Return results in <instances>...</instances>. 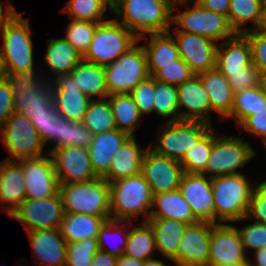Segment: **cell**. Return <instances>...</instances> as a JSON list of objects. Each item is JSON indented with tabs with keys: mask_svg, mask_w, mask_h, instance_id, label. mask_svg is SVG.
I'll list each match as a JSON object with an SVG mask.
<instances>
[{
	"mask_svg": "<svg viewBox=\"0 0 266 266\" xmlns=\"http://www.w3.org/2000/svg\"><path fill=\"white\" fill-rule=\"evenodd\" d=\"M171 0H112V14L138 39L169 32L172 27Z\"/></svg>",
	"mask_w": 266,
	"mask_h": 266,
	"instance_id": "cell-1",
	"label": "cell"
},
{
	"mask_svg": "<svg viewBox=\"0 0 266 266\" xmlns=\"http://www.w3.org/2000/svg\"><path fill=\"white\" fill-rule=\"evenodd\" d=\"M3 71V78L12 91L14 112L25 116L57 115L49 81L45 71ZM39 73V74H38Z\"/></svg>",
	"mask_w": 266,
	"mask_h": 266,
	"instance_id": "cell-2",
	"label": "cell"
},
{
	"mask_svg": "<svg viewBox=\"0 0 266 266\" xmlns=\"http://www.w3.org/2000/svg\"><path fill=\"white\" fill-rule=\"evenodd\" d=\"M109 184L111 220L135 222L141 215L143 222L149 219L153 194L141 172Z\"/></svg>",
	"mask_w": 266,
	"mask_h": 266,
	"instance_id": "cell-3",
	"label": "cell"
},
{
	"mask_svg": "<svg viewBox=\"0 0 266 266\" xmlns=\"http://www.w3.org/2000/svg\"><path fill=\"white\" fill-rule=\"evenodd\" d=\"M211 182L215 224L237 222L247 215L257 182L252 184L243 173L213 177Z\"/></svg>",
	"mask_w": 266,
	"mask_h": 266,
	"instance_id": "cell-4",
	"label": "cell"
},
{
	"mask_svg": "<svg viewBox=\"0 0 266 266\" xmlns=\"http://www.w3.org/2000/svg\"><path fill=\"white\" fill-rule=\"evenodd\" d=\"M182 4L187 6L183 11L180 10L181 8L178 9ZM172 25L176 27L170 28L169 32L194 33L210 38L217 43L236 34L229 25L227 16L203 8L196 0L173 2Z\"/></svg>",
	"mask_w": 266,
	"mask_h": 266,
	"instance_id": "cell-5",
	"label": "cell"
},
{
	"mask_svg": "<svg viewBox=\"0 0 266 266\" xmlns=\"http://www.w3.org/2000/svg\"><path fill=\"white\" fill-rule=\"evenodd\" d=\"M17 12L0 33V64L3 71L23 72L36 70L34 45L29 18ZM35 66V67H34Z\"/></svg>",
	"mask_w": 266,
	"mask_h": 266,
	"instance_id": "cell-6",
	"label": "cell"
},
{
	"mask_svg": "<svg viewBox=\"0 0 266 266\" xmlns=\"http://www.w3.org/2000/svg\"><path fill=\"white\" fill-rule=\"evenodd\" d=\"M223 134L212 127V150L205 167L209 178L239 174L238 170L245 169L246 163L257 154L248 140Z\"/></svg>",
	"mask_w": 266,
	"mask_h": 266,
	"instance_id": "cell-7",
	"label": "cell"
},
{
	"mask_svg": "<svg viewBox=\"0 0 266 266\" xmlns=\"http://www.w3.org/2000/svg\"><path fill=\"white\" fill-rule=\"evenodd\" d=\"M64 212L95 216L110 215V184L103 177L88 182L60 184Z\"/></svg>",
	"mask_w": 266,
	"mask_h": 266,
	"instance_id": "cell-8",
	"label": "cell"
},
{
	"mask_svg": "<svg viewBox=\"0 0 266 266\" xmlns=\"http://www.w3.org/2000/svg\"><path fill=\"white\" fill-rule=\"evenodd\" d=\"M138 42V38L115 18L99 23L83 60L106 66Z\"/></svg>",
	"mask_w": 266,
	"mask_h": 266,
	"instance_id": "cell-9",
	"label": "cell"
},
{
	"mask_svg": "<svg viewBox=\"0 0 266 266\" xmlns=\"http://www.w3.org/2000/svg\"><path fill=\"white\" fill-rule=\"evenodd\" d=\"M213 125L201 121H166L158 128L157 139L149 147L157 154L181 161L186 152L193 147Z\"/></svg>",
	"mask_w": 266,
	"mask_h": 266,
	"instance_id": "cell-10",
	"label": "cell"
},
{
	"mask_svg": "<svg viewBox=\"0 0 266 266\" xmlns=\"http://www.w3.org/2000/svg\"><path fill=\"white\" fill-rule=\"evenodd\" d=\"M139 43L138 41L115 62L103 67L108 96L130 93L138 83L150 76L145 50Z\"/></svg>",
	"mask_w": 266,
	"mask_h": 266,
	"instance_id": "cell-11",
	"label": "cell"
},
{
	"mask_svg": "<svg viewBox=\"0 0 266 266\" xmlns=\"http://www.w3.org/2000/svg\"><path fill=\"white\" fill-rule=\"evenodd\" d=\"M0 139L10 153L4 160L20 161L22 159L43 156L44 143L27 116L14 112L0 128Z\"/></svg>",
	"mask_w": 266,
	"mask_h": 266,
	"instance_id": "cell-12",
	"label": "cell"
},
{
	"mask_svg": "<svg viewBox=\"0 0 266 266\" xmlns=\"http://www.w3.org/2000/svg\"><path fill=\"white\" fill-rule=\"evenodd\" d=\"M60 192L43 199H25L11 215L24 226V230L59 228L64 217Z\"/></svg>",
	"mask_w": 266,
	"mask_h": 266,
	"instance_id": "cell-13",
	"label": "cell"
},
{
	"mask_svg": "<svg viewBox=\"0 0 266 266\" xmlns=\"http://www.w3.org/2000/svg\"><path fill=\"white\" fill-rule=\"evenodd\" d=\"M141 173L153 195L179 189L184 170L179 161L157 154L149 146L142 159Z\"/></svg>",
	"mask_w": 266,
	"mask_h": 266,
	"instance_id": "cell-14",
	"label": "cell"
},
{
	"mask_svg": "<svg viewBox=\"0 0 266 266\" xmlns=\"http://www.w3.org/2000/svg\"><path fill=\"white\" fill-rule=\"evenodd\" d=\"M45 153L18 161L25 178L26 199L48 198L59 192L60 183L52 158L47 151Z\"/></svg>",
	"mask_w": 266,
	"mask_h": 266,
	"instance_id": "cell-15",
	"label": "cell"
},
{
	"mask_svg": "<svg viewBox=\"0 0 266 266\" xmlns=\"http://www.w3.org/2000/svg\"><path fill=\"white\" fill-rule=\"evenodd\" d=\"M60 184L88 182L97 178L88 148L60 147L49 151Z\"/></svg>",
	"mask_w": 266,
	"mask_h": 266,
	"instance_id": "cell-16",
	"label": "cell"
},
{
	"mask_svg": "<svg viewBox=\"0 0 266 266\" xmlns=\"http://www.w3.org/2000/svg\"><path fill=\"white\" fill-rule=\"evenodd\" d=\"M249 258L236 224H214L210 234L208 266H229Z\"/></svg>",
	"mask_w": 266,
	"mask_h": 266,
	"instance_id": "cell-17",
	"label": "cell"
},
{
	"mask_svg": "<svg viewBox=\"0 0 266 266\" xmlns=\"http://www.w3.org/2000/svg\"><path fill=\"white\" fill-rule=\"evenodd\" d=\"M214 223L198 221L187 225L178 243L174 266H208L210 234Z\"/></svg>",
	"mask_w": 266,
	"mask_h": 266,
	"instance_id": "cell-18",
	"label": "cell"
},
{
	"mask_svg": "<svg viewBox=\"0 0 266 266\" xmlns=\"http://www.w3.org/2000/svg\"><path fill=\"white\" fill-rule=\"evenodd\" d=\"M170 33L177 42L180 58L195 75L216 68L217 42L194 33Z\"/></svg>",
	"mask_w": 266,
	"mask_h": 266,
	"instance_id": "cell-19",
	"label": "cell"
},
{
	"mask_svg": "<svg viewBox=\"0 0 266 266\" xmlns=\"http://www.w3.org/2000/svg\"><path fill=\"white\" fill-rule=\"evenodd\" d=\"M49 83L57 114L70 121L82 122L91 99L82 93L73 77L60 74Z\"/></svg>",
	"mask_w": 266,
	"mask_h": 266,
	"instance_id": "cell-20",
	"label": "cell"
},
{
	"mask_svg": "<svg viewBox=\"0 0 266 266\" xmlns=\"http://www.w3.org/2000/svg\"><path fill=\"white\" fill-rule=\"evenodd\" d=\"M179 190L198 221H207L215 224L211 178L205 174L184 172Z\"/></svg>",
	"mask_w": 266,
	"mask_h": 266,
	"instance_id": "cell-21",
	"label": "cell"
},
{
	"mask_svg": "<svg viewBox=\"0 0 266 266\" xmlns=\"http://www.w3.org/2000/svg\"><path fill=\"white\" fill-rule=\"evenodd\" d=\"M179 120L201 121L213 125L208 92L203 86L199 75H193L190 79L177 86Z\"/></svg>",
	"mask_w": 266,
	"mask_h": 266,
	"instance_id": "cell-22",
	"label": "cell"
},
{
	"mask_svg": "<svg viewBox=\"0 0 266 266\" xmlns=\"http://www.w3.org/2000/svg\"><path fill=\"white\" fill-rule=\"evenodd\" d=\"M26 233L32 247L35 266L66 265L67 243L59 228L39 229Z\"/></svg>",
	"mask_w": 266,
	"mask_h": 266,
	"instance_id": "cell-23",
	"label": "cell"
},
{
	"mask_svg": "<svg viewBox=\"0 0 266 266\" xmlns=\"http://www.w3.org/2000/svg\"><path fill=\"white\" fill-rule=\"evenodd\" d=\"M25 178L18 161H0V207L12 215L26 199ZM7 203V204H6ZM6 204V206H5Z\"/></svg>",
	"mask_w": 266,
	"mask_h": 266,
	"instance_id": "cell-24",
	"label": "cell"
},
{
	"mask_svg": "<svg viewBox=\"0 0 266 266\" xmlns=\"http://www.w3.org/2000/svg\"><path fill=\"white\" fill-rule=\"evenodd\" d=\"M252 64L251 46L244 34L236 33L233 37L218 43L216 68L221 73L242 72Z\"/></svg>",
	"mask_w": 266,
	"mask_h": 266,
	"instance_id": "cell-25",
	"label": "cell"
},
{
	"mask_svg": "<svg viewBox=\"0 0 266 266\" xmlns=\"http://www.w3.org/2000/svg\"><path fill=\"white\" fill-rule=\"evenodd\" d=\"M129 137L118 129L93 135L88 151L97 177H104L109 172L115 152Z\"/></svg>",
	"mask_w": 266,
	"mask_h": 266,
	"instance_id": "cell-26",
	"label": "cell"
},
{
	"mask_svg": "<svg viewBox=\"0 0 266 266\" xmlns=\"http://www.w3.org/2000/svg\"><path fill=\"white\" fill-rule=\"evenodd\" d=\"M147 148L137 143L136 136H130L115 152L109 172L103 177L109 183L141 172L142 159Z\"/></svg>",
	"mask_w": 266,
	"mask_h": 266,
	"instance_id": "cell-27",
	"label": "cell"
},
{
	"mask_svg": "<svg viewBox=\"0 0 266 266\" xmlns=\"http://www.w3.org/2000/svg\"><path fill=\"white\" fill-rule=\"evenodd\" d=\"M142 39L146 41L142 46L147 56L150 76L160 69V65L174 64V61L180 59L177 42L170 32L146 35L138 41L141 42Z\"/></svg>",
	"mask_w": 266,
	"mask_h": 266,
	"instance_id": "cell-28",
	"label": "cell"
},
{
	"mask_svg": "<svg viewBox=\"0 0 266 266\" xmlns=\"http://www.w3.org/2000/svg\"><path fill=\"white\" fill-rule=\"evenodd\" d=\"M227 19L235 33L243 34L249 30L261 28L266 22L264 2L263 0H230ZM247 23L251 24L250 29L245 26Z\"/></svg>",
	"mask_w": 266,
	"mask_h": 266,
	"instance_id": "cell-29",
	"label": "cell"
},
{
	"mask_svg": "<svg viewBox=\"0 0 266 266\" xmlns=\"http://www.w3.org/2000/svg\"><path fill=\"white\" fill-rule=\"evenodd\" d=\"M208 92L211 110L219 114L220 120L231 113L234 92L225 77L217 68L198 74Z\"/></svg>",
	"mask_w": 266,
	"mask_h": 266,
	"instance_id": "cell-30",
	"label": "cell"
},
{
	"mask_svg": "<svg viewBox=\"0 0 266 266\" xmlns=\"http://www.w3.org/2000/svg\"><path fill=\"white\" fill-rule=\"evenodd\" d=\"M92 137V133L82 122L70 121L57 114L53 121L52 136L44 146L51 145L52 148L48 149V153L53 149L67 146L88 148Z\"/></svg>",
	"mask_w": 266,
	"mask_h": 266,
	"instance_id": "cell-31",
	"label": "cell"
},
{
	"mask_svg": "<svg viewBox=\"0 0 266 266\" xmlns=\"http://www.w3.org/2000/svg\"><path fill=\"white\" fill-rule=\"evenodd\" d=\"M46 44L47 49L44 55V62L50 69V75H44L46 81H50L52 75L54 78V76L60 74H69L83 59V56L64 37L51 38L46 41Z\"/></svg>",
	"mask_w": 266,
	"mask_h": 266,
	"instance_id": "cell-32",
	"label": "cell"
},
{
	"mask_svg": "<svg viewBox=\"0 0 266 266\" xmlns=\"http://www.w3.org/2000/svg\"><path fill=\"white\" fill-rule=\"evenodd\" d=\"M149 218L173 219L188 225L198 222L179 189L153 195Z\"/></svg>",
	"mask_w": 266,
	"mask_h": 266,
	"instance_id": "cell-33",
	"label": "cell"
},
{
	"mask_svg": "<svg viewBox=\"0 0 266 266\" xmlns=\"http://www.w3.org/2000/svg\"><path fill=\"white\" fill-rule=\"evenodd\" d=\"M111 216H95L83 213H64L59 230L66 243L97 238L100 228Z\"/></svg>",
	"mask_w": 266,
	"mask_h": 266,
	"instance_id": "cell-34",
	"label": "cell"
},
{
	"mask_svg": "<svg viewBox=\"0 0 266 266\" xmlns=\"http://www.w3.org/2000/svg\"><path fill=\"white\" fill-rule=\"evenodd\" d=\"M146 222L153 231L157 251L172 262L188 224L167 218H149Z\"/></svg>",
	"mask_w": 266,
	"mask_h": 266,
	"instance_id": "cell-35",
	"label": "cell"
},
{
	"mask_svg": "<svg viewBox=\"0 0 266 266\" xmlns=\"http://www.w3.org/2000/svg\"><path fill=\"white\" fill-rule=\"evenodd\" d=\"M69 74L82 93L90 99H97L98 96V99H102L108 96L103 66L82 59Z\"/></svg>",
	"mask_w": 266,
	"mask_h": 266,
	"instance_id": "cell-36",
	"label": "cell"
},
{
	"mask_svg": "<svg viewBox=\"0 0 266 266\" xmlns=\"http://www.w3.org/2000/svg\"><path fill=\"white\" fill-rule=\"evenodd\" d=\"M111 105L115 124L118 130L135 136L140 127L142 115L129 93L112 94L107 96Z\"/></svg>",
	"mask_w": 266,
	"mask_h": 266,
	"instance_id": "cell-37",
	"label": "cell"
},
{
	"mask_svg": "<svg viewBox=\"0 0 266 266\" xmlns=\"http://www.w3.org/2000/svg\"><path fill=\"white\" fill-rule=\"evenodd\" d=\"M266 109V95L259 85L234 93L231 113L225 118H234L238 126L246 117Z\"/></svg>",
	"mask_w": 266,
	"mask_h": 266,
	"instance_id": "cell-38",
	"label": "cell"
},
{
	"mask_svg": "<svg viewBox=\"0 0 266 266\" xmlns=\"http://www.w3.org/2000/svg\"><path fill=\"white\" fill-rule=\"evenodd\" d=\"M128 221L129 236L124 250V255L130 256L142 261L154 258L156 246L153 231L147 222L140 221L137 227ZM130 225V226H129Z\"/></svg>",
	"mask_w": 266,
	"mask_h": 266,
	"instance_id": "cell-39",
	"label": "cell"
},
{
	"mask_svg": "<svg viewBox=\"0 0 266 266\" xmlns=\"http://www.w3.org/2000/svg\"><path fill=\"white\" fill-rule=\"evenodd\" d=\"M108 9L112 15V0H69L62 8L69 15V19L97 23L108 20L104 17Z\"/></svg>",
	"mask_w": 266,
	"mask_h": 266,
	"instance_id": "cell-40",
	"label": "cell"
},
{
	"mask_svg": "<svg viewBox=\"0 0 266 266\" xmlns=\"http://www.w3.org/2000/svg\"><path fill=\"white\" fill-rule=\"evenodd\" d=\"M82 123L92 135L117 129L108 98L91 99Z\"/></svg>",
	"mask_w": 266,
	"mask_h": 266,
	"instance_id": "cell-41",
	"label": "cell"
},
{
	"mask_svg": "<svg viewBox=\"0 0 266 266\" xmlns=\"http://www.w3.org/2000/svg\"><path fill=\"white\" fill-rule=\"evenodd\" d=\"M153 112L167 121L179 120V104L177 86L169 85L155 79V97Z\"/></svg>",
	"mask_w": 266,
	"mask_h": 266,
	"instance_id": "cell-42",
	"label": "cell"
},
{
	"mask_svg": "<svg viewBox=\"0 0 266 266\" xmlns=\"http://www.w3.org/2000/svg\"><path fill=\"white\" fill-rule=\"evenodd\" d=\"M125 225H128V221H116V220H111V219L107 220L104 223V225L100 228L98 236H97L99 250L108 252L111 255H114L116 257L121 256L124 253L127 240H128V236H129V229L124 227ZM124 228H126V230ZM113 238L114 239L118 238L119 240H121L119 241L120 243H118L117 241H115V243H112L114 240ZM110 240H112V242ZM109 241H110L111 247L109 246L107 248L106 246L108 244L106 245V242L109 243ZM114 244L115 245L118 244L116 245L117 247Z\"/></svg>",
	"mask_w": 266,
	"mask_h": 266,
	"instance_id": "cell-43",
	"label": "cell"
},
{
	"mask_svg": "<svg viewBox=\"0 0 266 266\" xmlns=\"http://www.w3.org/2000/svg\"><path fill=\"white\" fill-rule=\"evenodd\" d=\"M212 150V128L189 149L180 161L184 172L205 174L207 160Z\"/></svg>",
	"mask_w": 266,
	"mask_h": 266,
	"instance_id": "cell-44",
	"label": "cell"
},
{
	"mask_svg": "<svg viewBox=\"0 0 266 266\" xmlns=\"http://www.w3.org/2000/svg\"><path fill=\"white\" fill-rule=\"evenodd\" d=\"M66 27L64 39L69 42L82 56L90 47L94 32L99 23L70 19Z\"/></svg>",
	"mask_w": 266,
	"mask_h": 266,
	"instance_id": "cell-45",
	"label": "cell"
},
{
	"mask_svg": "<svg viewBox=\"0 0 266 266\" xmlns=\"http://www.w3.org/2000/svg\"><path fill=\"white\" fill-rule=\"evenodd\" d=\"M98 250L97 238L67 243L65 266H90Z\"/></svg>",
	"mask_w": 266,
	"mask_h": 266,
	"instance_id": "cell-46",
	"label": "cell"
},
{
	"mask_svg": "<svg viewBox=\"0 0 266 266\" xmlns=\"http://www.w3.org/2000/svg\"><path fill=\"white\" fill-rule=\"evenodd\" d=\"M142 116L153 113L155 97V78L149 76L138 83L129 93Z\"/></svg>",
	"mask_w": 266,
	"mask_h": 266,
	"instance_id": "cell-47",
	"label": "cell"
},
{
	"mask_svg": "<svg viewBox=\"0 0 266 266\" xmlns=\"http://www.w3.org/2000/svg\"><path fill=\"white\" fill-rule=\"evenodd\" d=\"M251 46L252 64L259 70L260 75L266 74V27L249 30L243 33Z\"/></svg>",
	"mask_w": 266,
	"mask_h": 266,
	"instance_id": "cell-48",
	"label": "cell"
},
{
	"mask_svg": "<svg viewBox=\"0 0 266 266\" xmlns=\"http://www.w3.org/2000/svg\"><path fill=\"white\" fill-rule=\"evenodd\" d=\"M193 75L195 74L190 67L180 58L174 61V64L160 65L153 77L169 85L179 86Z\"/></svg>",
	"mask_w": 266,
	"mask_h": 266,
	"instance_id": "cell-49",
	"label": "cell"
},
{
	"mask_svg": "<svg viewBox=\"0 0 266 266\" xmlns=\"http://www.w3.org/2000/svg\"><path fill=\"white\" fill-rule=\"evenodd\" d=\"M237 230L240 234L241 242L244 246L245 252L248 255L251 250L254 251L263 249L266 247V225L254 221L251 224H246L240 229L237 226ZM249 249V251H248Z\"/></svg>",
	"mask_w": 266,
	"mask_h": 266,
	"instance_id": "cell-50",
	"label": "cell"
},
{
	"mask_svg": "<svg viewBox=\"0 0 266 266\" xmlns=\"http://www.w3.org/2000/svg\"><path fill=\"white\" fill-rule=\"evenodd\" d=\"M251 195L247 215L240 220H253L266 225V178L258 180Z\"/></svg>",
	"mask_w": 266,
	"mask_h": 266,
	"instance_id": "cell-51",
	"label": "cell"
},
{
	"mask_svg": "<svg viewBox=\"0 0 266 266\" xmlns=\"http://www.w3.org/2000/svg\"><path fill=\"white\" fill-rule=\"evenodd\" d=\"M227 78L233 92L248 89L259 85L260 73L254 64L243 68L242 72L222 73Z\"/></svg>",
	"mask_w": 266,
	"mask_h": 266,
	"instance_id": "cell-52",
	"label": "cell"
},
{
	"mask_svg": "<svg viewBox=\"0 0 266 266\" xmlns=\"http://www.w3.org/2000/svg\"><path fill=\"white\" fill-rule=\"evenodd\" d=\"M237 128L247 132L251 137L260 138L264 146L266 144V109L246 117Z\"/></svg>",
	"mask_w": 266,
	"mask_h": 266,
	"instance_id": "cell-53",
	"label": "cell"
},
{
	"mask_svg": "<svg viewBox=\"0 0 266 266\" xmlns=\"http://www.w3.org/2000/svg\"><path fill=\"white\" fill-rule=\"evenodd\" d=\"M14 113L12 91L7 81L0 80V128L4 125L8 117Z\"/></svg>",
	"mask_w": 266,
	"mask_h": 266,
	"instance_id": "cell-54",
	"label": "cell"
},
{
	"mask_svg": "<svg viewBox=\"0 0 266 266\" xmlns=\"http://www.w3.org/2000/svg\"><path fill=\"white\" fill-rule=\"evenodd\" d=\"M56 115L28 116L41 141L45 144L52 136L53 121Z\"/></svg>",
	"mask_w": 266,
	"mask_h": 266,
	"instance_id": "cell-55",
	"label": "cell"
},
{
	"mask_svg": "<svg viewBox=\"0 0 266 266\" xmlns=\"http://www.w3.org/2000/svg\"><path fill=\"white\" fill-rule=\"evenodd\" d=\"M203 8L225 16L228 14L230 0H196Z\"/></svg>",
	"mask_w": 266,
	"mask_h": 266,
	"instance_id": "cell-56",
	"label": "cell"
},
{
	"mask_svg": "<svg viewBox=\"0 0 266 266\" xmlns=\"http://www.w3.org/2000/svg\"><path fill=\"white\" fill-rule=\"evenodd\" d=\"M117 258L108 252L98 250L94 255L90 266H116Z\"/></svg>",
	"mask_w": 266,
	"mask_h": 266,
	"instance_id": "cell-57",
	"label": "cell"
},
{
	"mask_svg": "<svg viewBox=\"0 0 266 266\" xmlns=\"http://www.w3.org/2000/svg\"><path fill=\"white\" fill-rule=\"evenodd\" d=\"M5 8L0 0V33L4 29V26L14 17L17 13L16 8L11 1H7Z\"/></svg>",
	"mask_w": 266,
	"mask_h": 266,
	"instance_id": "cell-58",
	"label": "cell"
},
{
	"mask_svg": "<svg viewBox=\"0 0 266 266\" xmlns=\"http://www.w3.org/2000/svg\"><path fill=\"white\" fill-rule=\"evenodd\" d=\"M251 257L249 256V260L252 266H266V247L251 253Z\"/></svg>",
	"mask_w": 266,
	"mask_h": 266,
	"instance_id": "cell-59",
	"label": "cell"
},
{
	"mask_svg": "<svg viewBox=\"0 0 266 266\" xmlns=\"http://www.w3.org/2000/svg\"><path fill=\"white\" fill-rule=\"evenodd\" d=\"M116 266H143V261L122 254L117 258Z\"/></svg>",
	"mask_w": 266,
	"mask_h": 266,
	"instance_id": "cell-60",
	"label": "cell"
},
{
	"mask_svg": "<svg viewBox=\"0 0 266 266\" xmlns=\"http://www.w3.org/2000/svg\"><path fill=\"white\" fill-rule=\"evenodd\" d=\"M143 266H170V264L157 258H151L143 261Z\"/></svg>",
	"mask_w": 266,
	"mask_h": 266,
	"instance_id": "cell-61",
	"label": "cell"
},
{
	"mask_svg": "<svg viewBox=\"0 0 266 266\" xmlns=\"http://www.w3.org/2000/svg\"><path fill=\"white\" fill-rule=\"evenodd\" d=\"M260 86L262 88V91L266 95V74L260 76Z\"/></svg>",
	"mask_w": 266,
	"mask_h": 266,
	"instance_id": "cell-62",
	"label": "cell"
},
{
	"mask_svg": "<svg viewBox=\"0 0 266 266\" xmlns=\"http://www.w3.org/2000/svg\"><path fill=\"white\" fill-rule=\"evenodd\" d=\"M229 266H252V265L250 263V260L247 259L244 262H240V263H237V264H232V265H229Z\"/></svg>",
	"mask_w": 266,
	"mask_h": 266,
	"instance_id": "cell-63",
	"label": "cell"
},
{
	"mask_svg": "<svg viewBox=\"0 0 266 266\" xmlns=\"http://www.w3.org/2000/svg\"><path fill=\"white\" fill-rule=\"evenodd\" d=\"M3 78V69L2 65L0 64V80Z\"/></svg>",
	"mask_w": 266,
	"mask_h": 266,
	"instance_id": "cell-64",
	"label": "cell"
},
{
	"mask_svg": "<svg viewBox=\"0 0 266 266\" xmlns=\"http://www.w3.org/2000/svg\"><path fill=\"white\" fill-rule=\"evenodd\" d=\"M172 2L182 1V0H171Z\"/></svg>",
	"mask_w": 266,
	"mask_h": 266,
	"instance_id": "cell-65",
	"label": "cell"
}]
</instances>
